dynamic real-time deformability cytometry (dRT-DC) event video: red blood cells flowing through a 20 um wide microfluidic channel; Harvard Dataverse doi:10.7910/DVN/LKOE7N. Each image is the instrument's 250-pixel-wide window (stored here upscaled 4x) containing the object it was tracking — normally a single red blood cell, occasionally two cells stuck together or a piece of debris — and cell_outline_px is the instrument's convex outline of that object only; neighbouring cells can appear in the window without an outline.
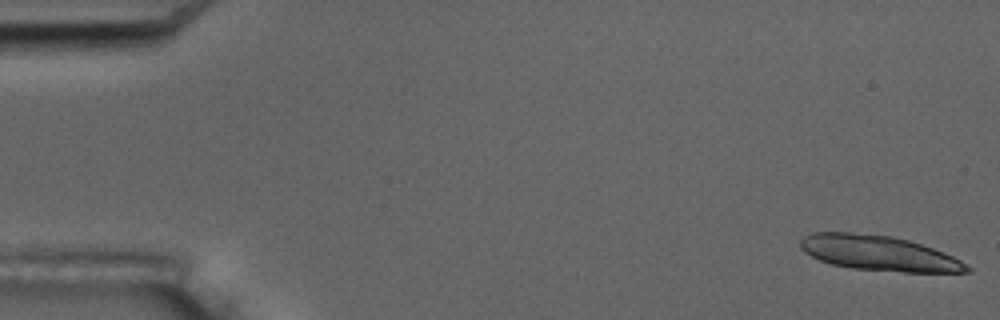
{"species": "common noctule bat (a hibernating species)", "species_latin": "Nyctalus noctula", "temperature_condition": "room temperature", "stored_images_in_passage": 6, "camera_frame_rate_fps": 3000, "um_per_image_px": 0.085, "animal": {"sex": "male", "body_mass_g": 17.5, "forearm_length_mm": 52.3}, "frame": {"image": 1, "passage_image": 1, "time_ms": 0.0, "image_size_px": [1000, 320], "cell_outline_px": [[972, 272], [904, 272], [852, 268], [832, 264], [820, 260], [804, 252], [800, 248], [800, 240], [804, 236], [812, 232], [852, 232], [892, 236], [908, 240], [944, 252], [960, 260], [972, 268]], "centroid_in_image_um": [74.69, 21.51], "position_along_channel_um": 10.3, "area_um2": 33.99}}